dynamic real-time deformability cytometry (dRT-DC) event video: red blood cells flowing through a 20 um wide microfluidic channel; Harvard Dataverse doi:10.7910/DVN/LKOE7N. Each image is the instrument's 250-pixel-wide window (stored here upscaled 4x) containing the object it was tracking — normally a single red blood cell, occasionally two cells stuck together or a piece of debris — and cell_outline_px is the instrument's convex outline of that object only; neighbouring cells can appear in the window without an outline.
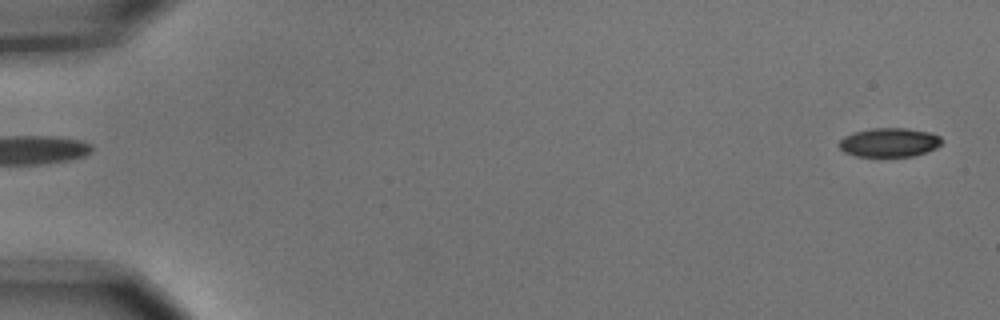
{"species": "common noctule bat (a hibernating species)", "species_latin": "Nyctalus noctula", "temperature_condition": "cold", "stored_images_in_passage": 3, "camera_frame_rate_fps": 3000, "um_per_image_px": 0.085, "animal": {"sex": "male", "body_mass_g": 15.6}, "frame": {"image": 1, "passage_image": 3, "time_ms": 0.667, "image_size_px": [1000, 320], "cell_outline_px": [[940, 144], [936, 148], [912, 156], [856, 156], [844, 152], [840, 148], [840, 140], [844, 136], [852, 132], [872, 128], [908, 128], [928, 132], [940, 136]], "centroid_in_image_um": [75.55, 12.09], "position_along_channel_um": 9.4, "area_um2": 17.17}}